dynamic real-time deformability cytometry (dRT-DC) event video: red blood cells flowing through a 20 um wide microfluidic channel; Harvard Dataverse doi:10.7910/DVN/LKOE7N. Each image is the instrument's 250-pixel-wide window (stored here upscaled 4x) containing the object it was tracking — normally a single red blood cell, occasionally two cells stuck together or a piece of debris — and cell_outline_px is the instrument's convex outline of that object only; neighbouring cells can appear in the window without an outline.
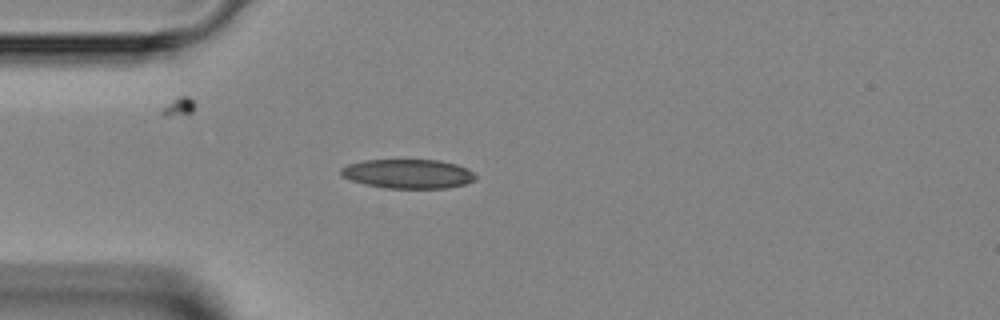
{"species": "Egyptian fruit bat (a non-hibernating species)", "species_latin": "Rousettus aegyptiacus", "temperature_condition": "room temperature", "stored_images_in_passage": 3, "camera_frame_rate_fps": 3000, "um_per_image_px": 0.085, "animal": {"sex": "female"}, "frame": {"image": 1, "passage_image": 3, "time_ms": 2.333, "image_size_px": [1000, 320], "cell_outline_px": [[476, 176], [472, 180], [464, 184], [448, 188], [384, 188], [352, 180], [344, 176], [340, 172], [340, 168], [348, 164], [364, 160], [440, 160], [456, 164], [468, 168]], "centroid_in_image_um": [34.69, 14.76], "position_along_channel_um": 50.3, "area_um2": 22.72}}